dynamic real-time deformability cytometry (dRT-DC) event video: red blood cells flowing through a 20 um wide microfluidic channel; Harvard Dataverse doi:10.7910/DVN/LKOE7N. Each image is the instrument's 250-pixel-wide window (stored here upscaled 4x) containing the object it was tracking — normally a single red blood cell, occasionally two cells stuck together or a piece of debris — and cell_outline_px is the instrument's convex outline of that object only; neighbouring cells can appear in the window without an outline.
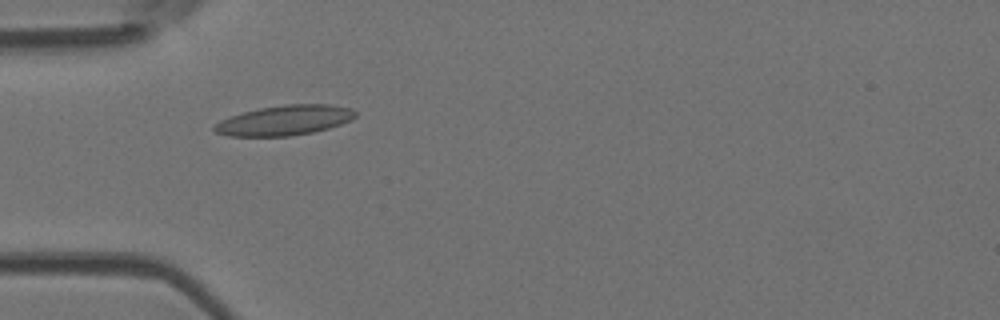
{"species": "Egyptian fruit bat (a non-hibernating species)", "species_latin": "Rousettus aegyptiacus", "temperature_condition": "room temperature", "stored_images_in_passage": 2, "camera_frame_rate_fps": 3000, "um_per_image_px": 0.085, "animal": {"sex": "female"}, "frame": {"image": 1, "passage_image": 1, "time_ms": 0.0, "image_size_px": [1000, 320], "cell_outline_px": [[356, 116], [352, 120], [328, 128], [312, 132], [292, 136], [228, 136], [216, 132], [212, 128], [220, 120], [244, 112], [260, 108], [284, 104], [332, 104], [352, 108], [356, 112]], "centroid_in_image_um": [24.22, 10.22], "position_along_channel_um": 60.8, "area_um2": 24.62}}
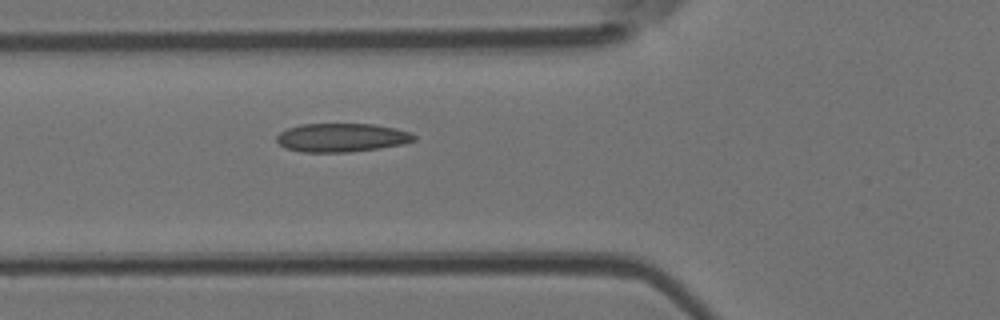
{"frame": {"image": 2, "passage_image": 2, "time_ms": 1.0, "image_size_px": [1000, 320], "cell_outline_px": [[416, 140], [404, 144], [380, 148], [348, 152], [304, 152], [284, 148], [276, 140], [276, 136], [280, 132], [288, 128], [300, 124], [372, 124], [396, 128], [412, 132], [416, 136]], "centroid_in_image_um": [29.07, 11.69], "position_along_channel_um": 96.7, "area_um2": 23.06}}